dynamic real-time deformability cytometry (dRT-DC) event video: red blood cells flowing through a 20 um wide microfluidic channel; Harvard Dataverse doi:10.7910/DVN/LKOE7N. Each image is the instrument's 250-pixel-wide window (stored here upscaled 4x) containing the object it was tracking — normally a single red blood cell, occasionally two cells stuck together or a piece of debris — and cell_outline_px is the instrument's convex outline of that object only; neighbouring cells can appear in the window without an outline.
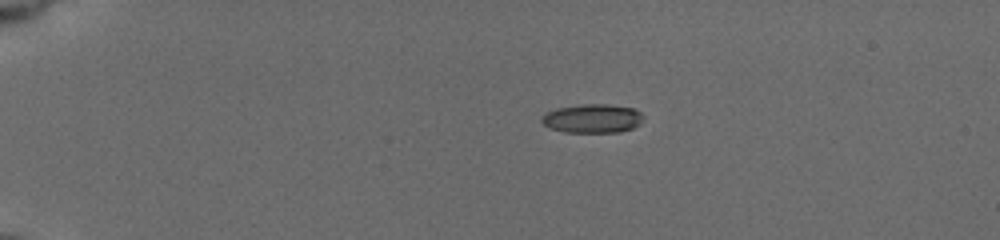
{"species": "common noctule bat (a hibernating species)", "species_latin": "Nyctalus noctula", "temperature_condition": "cold", "stored_images_in_passage": 45, "camera_frame_rate_fps": 3000, "um_per_image_px": 0.085, "animal": {"sex": "female", "body_mass_g": 19.5, "forearm_length_mm": 54.1}, "frame": {"image": 1, "passage_image": 1, "time_ms": 0.0, "image_size_px": [1000, 240], "cell_outline_px": [[644, 116], [640, 124], [632, 128], [620, 132], [564, 132], [548, 128], [540, 120], [548, 112], [556, 108], [584, 104], [608, 104], [636, 108]], "centroid_in_image_um": [50.39, 10.07], "position_along_channel_um": 34.6, "area_um2": 17.17}}
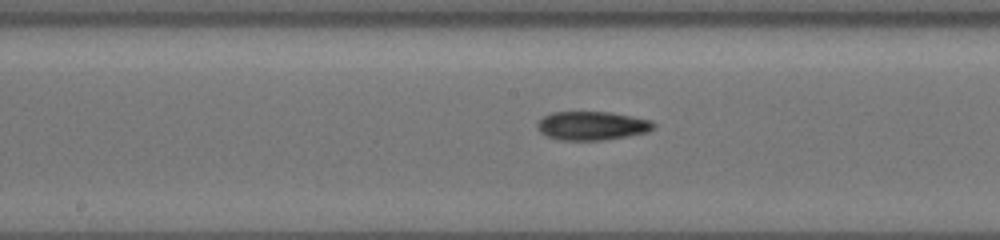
{"frame": {"image": 2, "passage_image": 20, "time_ms": 6.333, "image_size_px": [1000, 240], "cell_outline_px": [[656, 124], [648, 132], [628, 136], [600, 140], [560, 140], [548, 136], [540, 132], [536, 128], [536, 124], [544, 116], [552, 112], [608, 112], [632, 116], [652, 120]], "centroid_in_image_um": [50.32, 10.68], "position_along_channel_um": 197.9, "area_um2": 19.42}}
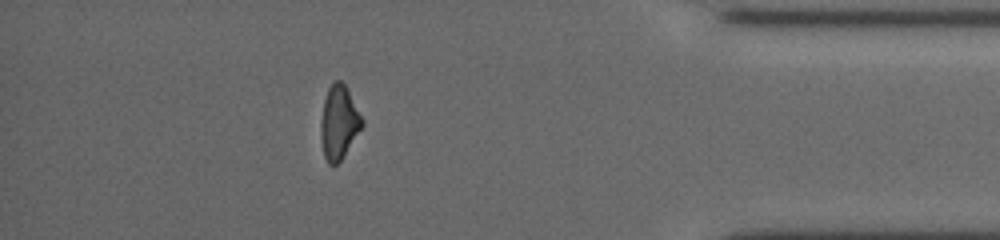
{"frame": {"image": 3, "passage_image": 39, "time_ms": 12.667, "image_size_px": [1000, 240], "cell_outline_px": [[364, 124], [340, 160], [336, 164], [328, 164], [324, 156], [320, 136], [320, 124], [324, 100], [328, 88], [336, 80], [340, 80], [348, 88], [364, 120]], "centroid_in_image_um": [28.81, 10.38], "position_along_channel_um": 406.4, "area_um2": 17.63}, "authors_computed_cell_mechanics": {"area_um2": 18.4382, "velocity_mm_per_s": 3.773, "shape_relaxation_time_tau1_ms": null, "shape_relaxation_time_tau2_ms": 8.0452, "deformation_change_tau1": null, "deformation_change_tau2": 0.1791}}